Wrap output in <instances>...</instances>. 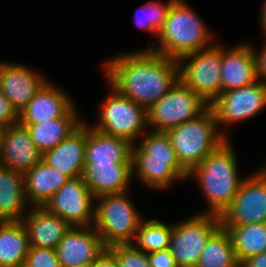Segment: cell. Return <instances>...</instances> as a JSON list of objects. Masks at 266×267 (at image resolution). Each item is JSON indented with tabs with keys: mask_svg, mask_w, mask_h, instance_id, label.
Returning <instances> with one entry per match:
<instances>
[{
	"mask_svg": "<svg viewBox=\"0 0 266 267\" xmlns=\"http://www.w3.org/2000/svg\"><path fill=\"white\" fill-rule=\"evenodd\" d=\"M175 0H169L165 4L161 2L149 1L140 7L141 14L134 20L139 28L150 31L156 38L167 18L168 11ZM137 15V14H136Z\"/></svg>",
	"mask_w": 266,
	"mask_h": 267,
	"instance_id": "30",
	"label": "cell"
},
{
	"mask_svg": "<svg viewBox=\"0 0 266 267\" xmlns=\"http://www.w3.org/2000/svg\"><path fill=\"white\" fill-rule=\"evenodd\" d=\"M184 60L189 62L182 66ZM178 63L180 79L209 105L221 95V44L186 54Z\"/></svg>",
	"mask_w": 266,
	"mask_h": 267,
	"instance_id": "10",
	"label": "cell"
},
{
	"mask_svg": "<svg viewBox=\"0 0 266 267\" xmlns=\"http://www.w3.org/2000/svg\"><path fill=\"white\" fill-rule=\"evenodd\" d=\"M75 106L63 117L40 124L22 125L27 128L32 141L43 153L56 147L73 133L84 121L79 119Z\"/></svg>",
	"mask_w": 266,
	"mask_h": 267,
	"instance_id": "25",
	"label": "cell"
},
{
	"mask_svg": "<svg viewBox=\"0 0 266 267\" xmlns=\"http://www.w3.org/2000/svg\"><path fill=\"white\" fill-rule=\"evenodd\" d=\"M74 106L71 98L46 82L19 112V124H40L63 117Z\"/></svg>",
	"mask_w": 266,
	"mask_h": 267,
	"instance_id": "18",
	"label": "cell"
},
{
	"mask_svg": "<svg viewBox=\"0 0 266 267\" xmlns=\"http://www.w3.org/2000/svg\"><path fill=\"white\" fill-rule=\"evenodd\" d=\"M26 203L24 174L0 165V220L22 221Z\"/></svg>",
	"mask_w": 266,
	"mask_h": 267,
	"instance_id": "24",
	"label": "cell"
},
{
	"mask_svg": "<svg viewBox=\"0 0 266 267\" xmlns=\"http://www.w3.org/2000/svg\"><path fill=\"white\" fill-rule=\"evenodd\" d=\"M25 214L22 222L29 235V244L33 247L56 250L59 242L72 227L43 206H34L33 210Z\"/></svg>",
	"mask_w": 266,
	"mask_h": 267,
	"instance_id": "20",
	"label": "cell"
},
{
	"mask_svg": "<svg viewBox=\"0 0 266 267\" xmlns=\"http://www.w3.org/2000/svg\"><path fill=\"white\" fill-rule=\"evenodd\" d=\"M221 45V86L222 92L249 86L256 81L257 68L254 47L249 44L233 48Z\"/></svg>",
	"mask_w": 266,
	"mask_h": 267,
	"instance_id": "15",
	"label": "cell"
},
{
	"mask_svg": "<svg viewBox=\"0 0 266 267\" xmlns=\"http://www.w3.org/2000/svg\"><path fill=\"white\" fill-rule=\"evenodd\" d=\"M103 68L109 84L146 111L180 79L178 60L149 49L112 57Z\"/></svg>",
	"mask_w": 266,
	"mask_h": 267,
	"instance_id": "1",
	"label": "cell"
},
{
	"mask_svg": "<svg viewBox=\"0 0 266 267\" xmlns=\"http://www.w3.org/2000/svg\"><path fill=\"white\" fill-rule=\"evenodd\" d=\"M221 227L217 214L200 213L172 225L169 249L178 267H196L208 239Z\"/></svg>",
	"mask_w": 266,
	"mask_h": 267,
	"instance_id": "8",
	"label": "cell"
},
{
	"mask_svg": "<svg viewBox=\"0 0 266 267\" xmlns=\"http://www.w3.org/2000/svg\"><path fill=\"white\" fill-rule=\"evenodd\" d=\"M42 160L26 127L21 124L7 126L0 149V165L25 174Z\"/></svg>",
	"mask_w": 266,
	"mask_h": 267,
	"instance_id": "17",
	"label": "cell"
},
{
	"mask_svg": "<svg viewBox=\"0 0 266 267\" xmlns=\"http://www.w3.org/2000/svg\"><path fill=\"white\" fill-rule=\"evenodd\" d=\"M95 196L82 177L68 180L45 204V208L64 219L72 227L94 225Z\"/></svg>",
	"mask_w": 266,
	"mask_h": 267,
	"instance_id": "12",
	"label": "cell"
},
{
	"mask_svg": "<svg viewBox=\"0 0 266 267\" xmlns=\"http://www.w3.org/2000/svg\"><path fill=\"white\" fill-rule=\"evenodd\" d=\"M17 267H30L29 265H27L25 262L24 263H22V264H20L19 266H17Z\"/></svg>",
	"mask_w": 266,
	"mask_h": 267,
	"instance_id": "40",
	"label": "cell"
},
{
	"mask_svg": "<svg viewBox=\"0 0 266 267\" xmlns=\"http://www.w3.org/2000/svg\"><path fill=\"white\" fill-rule=\"evenodd\" d=\"M261 26L264 31V34L266 35V0L264 2V6L262 7V12H261Z\"/></svg>",
	"mask_w": 266,
	"mask_h": 267,
	"instance_id": "38",
	"label": "cell"
},
{
	"mask_svg": "<svg viewBox=\"0 0 266 267\" xmlns=\"http://www.w3.org/2000/svg\"><path fill=\"white\" fill-rule=\"evenodd\" d=\"M19 123V113L0 90V124L11 126Z\"/></svg>",
	"mask_w": 266,
	"mask_h": 267,
	"instance_id": "33",
	"label": "cell"
},
{
	"mask_svg": "<svg viewBox=\"0 0 266 267\" xmlns=\"http://www.w3.org/2000/svg\"><path fill=\"white\" fill-rule=\"evenodd\" d=\"M67 267H89V266H78V265H73V266H67Z\"/></svg>",
	"mask_w": 266,
	"mask_h": 267,
	"instance_id": "41",
	"label": "cell"
},
{
	"mask_svg": "<svg viewBox=\"0 0 266 267\" xmlns=\"http://www.w3.org/2000/svg\"><path fill=\"white\" fill-rule=\"evenodd\" d=\"M85 144L86 123L83 122L56 147L44 151L42 160L70 179L81 177L85 165Z\"/></svg>",
	"mask_w": 266,
	"mask_h": 267,
	"instance_id": "19",
	"label": "cell"
},
{
	"mask_svg": "<svg viewBox=\"0 0 266 267\" xmlns=\"http://www.w3.org/2000/svg\"><path fill=\"white\" fill-rule=\"evenodd\" d=\"M116 258L118 267H151L148 254L134 243L116 244L107 248Z\"/></svg>",
	"mask_w": 266,
	"mask_h": 267,
	"instance_id": "31",
	"label": "cell"
},
{
	"mask_svg": "<svg viewBox=\"0 0 266 267\" xmlns=\"http://www.w3.org/2000/svg\"><path fill=\"white\" fill-rule=\"evenodd\" d=\"M256 53L257 52H255L257 77L259 81L266 84V46L263 47V50L259 54Z\"/></svg>",
	"mask_w": 266,
	"mask_h": 267,
	"instance_id": "36",
	"label": "cell"
},
{
	"mask_svg": "<svg viewBox=\"0 0 266 267\" xmlns=\"http://www.w3.org/2000/svg\"><path fill=\"white\" fill-rule=\"evenodd\" d=\"M105 249L93 226L71 227L57 245L56 253L61 267L90 266Z\"/></svg>",
	"mask_w": 266,
	"mask_h": 267,
	"instance_id": "14",
	"label": "cell"
},
{
	"mask_svg": "<svg viewBox=\"0 0 266 267\" xmlns=\"http://www.w3.org/2000/svg\"><path fill=\"white\" fill-rule=\"evenodd\" d=\"M196 267H240L229 233L220 227L206 242Z\"/></svg>",
	"mask_w": 266,
	"mask_h": 267,
	"instance_id": "28",
	"label": "cell"
},
{
	"mask_svg": "<svg viewBox=\"0 0 266 267\" xmlns=\"http://www.w3.org/2000/svg\"><path fill=\"white\" fill-rule=\"evenodd\" d=\"M46 82L28 66L0 62V90L18 113Z\"/></svg>",
	"mask_w": 266,
	"mask_h": 267,
	"instance_id": "16",
	"label": "cell"
},
{
	"mask_svg": "<svg viewBox=\"0 0 266 267\" xmlns=\"http://www.w3.org/2000/svg\"><path fill=\"white\" fill-rule=\"evenodd\" d=\"M151 267H178L170 249L148 253Z\"/></svg>",
	"mask_w": 266,
	"mask_h": 267,
	"instance_id": "34",
	"label": "cell"
},
{
	"mask_svg": "<svg viewBox=\"0 0 266 267\" xmlns=\"http://www.w3.org/2000/svg\"><path fill=\"white\" fill-rule=\"evenodd\" d=\"M210 105L181 79L147 110V125L153 131L167 132L204 113Z\"/></svg>",
	"mask_w": 266,
	"mask_h": 267,
	"instance_id": "7",
	"label": "cell"
},
{
	"mask_svg": "<svg viewBox=\"0 0 266 267\" xmlns=\"http://www.w3.org/2000/svg\"><path fill=\"white\" fill-rule=\"evenodd\" d=\"M221 226L266 223V165L243 178L231 204L220 215Z\"/></svg>",
	"mask_w": 266,
	"mask_h": 267,
	"instance_id": "11",
	"label": "cell"
},
{
	"mask_svg": "<svg viewBox=\"0 0 266 267\" xmlns=\"http://www.w3.org/2000/svg\"><path fill=\"white\" fill-rule=\"evenodd\" d=\"M111 93L100 109V122L93 127L104 134L124 138L135 144L147 126V111L110 86ZM144 129V130H143Z\"/></svg>",
	"mask_w": 266,
	"mask_h": 267,
	"instance_id": "9",
	"label": "cell"
},
{
	"mask_svg": "<svg viewBox=\"0 0 266 267\" xmlns=\"http://www.w3.org/2000/svg\"><path fill=\"white\" fill-rule=\"evenodd\" d=\"M25 263L30 267H61L56 250L30 246Z\"/></svg>",
	"mask_w": 266,
	"mask_h": 267,
	"instance_id": "32",
	"label": "cell"
},
{
	"mask_svg": "<svg viewBox=\"0 0 266 267\" xmlns=\"http://www.w3.org/2000/svg\"><path fill=\"white\" fill-rule=\"evenodd\" d=\"M221 227L229 233L240 264L253 255L266 252V223Z\"/></svg>",
	"mask_w": 266,
	"mask_h": 267,
	"instance_id": "27",
	"label": "cell"
},
{
	"mask_svg": "<svg viewBox=\"0 0 266 267\" xmlns=\"http://www.w3.org/2000/svg\"><path fill=\"white\" fill-rule=\"evenodd\" d=\"M152 189H166L175 180L187 179L166 132L151 131L132 147V175Z\"/></svg>",
	"mask_w": 266,
	"mask_h": 267,
	"instance_id": "3",
	"label": "cell"
},
{
	"mask_svg": "<svg viewBox=\"0 0 266 267\" xmlns=\"http://www.w3.org/2000/svg\"><path fill=\"white\" fill-rule=\"evenodd\" d=\"M132 164H85L82 179L95 198L128 191L132 179Z\"/></svg>",
	"mask_w": 266,
	"mask_h": 267,
	"instance_id": "21",
	"label": "cell"
},
{
	"mask_svg": "<svg viewBox=\"0 0 266 267\" xmlns=\"http://www.w3.org/2000/svg\"><path fill=\"white\" fill-rule=\"evenodd\" d=\"M6 128H7V126L5 124H0V149H1V146H2L4 133H5Z\"/></svg>",
	"mask_w": 266,
	"mask_h": 267,
	"instance_id": "39",
	"label": "cell"
},
{
	"mask_svg": "<svg viewBox=\"0 0 266 267\" xmlns=\"http://www.w3.org/2000/svg\"><path fill=\"white\" fill-rule=\"evenodd\" d=\"M68 180L70 178L67 175L41 160L24 174L28 204L44 207Z\"/></svg>",
	"mask_w": 266,
	"mask_h": 267,
	"instance_id": "23",
	"label": "cell"
},
{
	"mask_svg": "<svg viewBox=\"0 0 266 267\" xmlns=\"http://www.w3.org/2000/svg\"><path fill=\"white\" fill-rule=\"evenodd\" d=\"M166 133L178 162L187 172L199 165L227 140L226 133L218 128L216 116L211 107L200 116L179 124Z\"/></svg>",
	"mask_w": 266,
	"mask_h": 267,
	"instance_id": "5",
	"label": "cell"
},
{
	"mask_svg": "<svg viewBox=\"0 0 266 267\" xmlns=\"http://www.w3.org/2000/svg\"><path fill=\"white\" fill-rule=\"evenodd\" d=\"M143 222L142 220L135 233L134 240L138 244L134 246L147 254L168 249L172 225L165 224L158 219Z\"/></svg>",
	"mask_w": 266,
	"mask_h": 267,
	"instance_id": "29",
	"label": "cell"
},
{
	"mask_svg": "<svg viewBox=\"0 0 266 267\" xmlns=\"http://www.w3.org/2000/svg\"><path fill=\"white\" fill-rule=\"evenodd\" d=\"M196 14L184 0H175L157 35L160 46L149 50L179 60L186 54L211 47L213 35Z\"/></svg>",
	"mask_w": 266,
	"mask_h": 267,
	"instance_id": "4",
	"label": "cell"
},
{
	"mask_svg": "<svg viewBox=\"0 0 266 267\" xmlns=\"http://www.w3.org/2000/svg\"><path fill=\"white\" fill-rule=\"evenodd\" d=\"M132 147L129 140L104 134L86 124L85 164H132Z\"/></svg>",
	"mask_w": 266,
	"mask_h": 267,
	"instance_id": "22",
	"label": "cell"
},
{
	"mask_svg": "<svg viewBox=\"0 0 266 267\" xmlns=\"http://www.w3.org/2000/svg\"><path fill=\"white\" fill-rule=\"evenodd\" d=\"M89 267H118L115 256L106 248Z\"/></svg>",
	"mask_w": 266,
	"mask_h": 267,
	"instance_id": "35",
	"label": "cell"
},
{
	"mask_svg": "<svg viewBox=\"0 0 266 267\" xmlns=\"http://www.w3.org/2000/svg\"><path fill=\"white\" fill-rule=\"evenodd\" d=\"M240 267H266V252L245 259Z\"/></svg>",
	"mask_w": 266,
	"mask_h": 267,
	"instance_id": "37",
	"label": "cell"
},
{
	"mask_svg": "<svg viewBox=\"0 0 266 267\" xmlns=\"http://www.w3.org/2000/svg\"><path fill=\"white\" fill-rule=\"evenodd\" d=\"M236 154L229 140H225L199 165L188 172L187 178L198 180L210 211L205 213L221 215L231 204L243 178L238 177Z\"/></svg>",
	"mask_w": 266,
	"mask_h": 267,
	"instance_id": "2",
	"label": "cell"
},
{
	"mask_svg": "<svg viewBox=\"0 0 266 267\" xmlns=\"http://www.w3.org/2000/svg\"><path fill=\"white\" fill-rule=\"evenodd\" d=\"M29 248V235L22 221L0 222V267L24 263Z\"/></svg>",
	"mask_w": 266,
	"mask_h": 267,
	"instance_id": "26",
	"label": "cell"
},
{
	"mask_svg": "<svg viewBox=\"0 0 266 267\" xmlns=\"http://www.w3.org/2000/svg\"><path fill=\"white\" fill-rule=\"evenodd\" d=\"M126 193L127 191L95 198L99 203L95 206L93 227L106 248L133 243L137 228L143 220Z\"/></svg>",
	"mask_w": 266,
	"mask_h": 267,
	"instance_id": "6",
	"label": "cell"
},
{
	"mask_svg": "<svg viewBox=\"0 0 266 267\" xmlns=\"http://www.w3.org/2000/svg\"><path fill=\"white\" fill-rule=\"evenodd\" d=\"M210 107L214 110L218 128L219 124L247 120L266 107V84L258 80L246 87L224 91Z\"/></svg>",
	"mask_w": 266,
	"mask_h": 267,
	"instance_id": "13",
	"label": "cell"
}]
</instances>
